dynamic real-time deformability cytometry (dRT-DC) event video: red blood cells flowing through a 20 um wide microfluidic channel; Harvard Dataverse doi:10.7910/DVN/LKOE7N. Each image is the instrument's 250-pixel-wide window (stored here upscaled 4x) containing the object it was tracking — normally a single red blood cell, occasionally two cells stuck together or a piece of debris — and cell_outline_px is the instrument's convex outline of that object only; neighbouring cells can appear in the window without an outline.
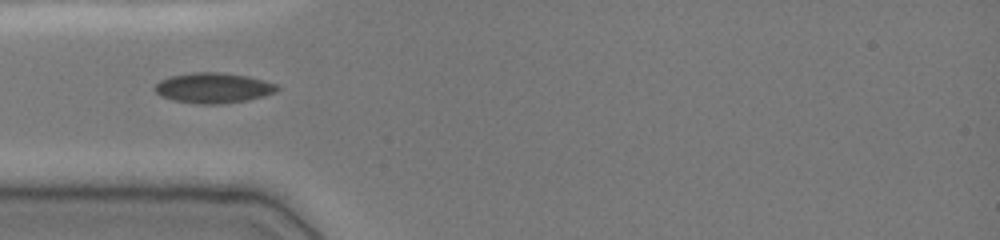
{"species": "common noctule bat (a hibernating species)", "species_latin": "Nyctalus noctula", "temperature_condition": "cold", "stored_images_in_passage": 35, "camera_frame_rate_fps": 3000, "um_per_image_px": 0.085, "animal": {"sex": "female", "body_mass_g": 19.0, "forearm_length_mm": 51.5}, "frame": {"image": 1, "passage_image": 1, "time_ms": 0.0, "image_size_px": [1000, 240], "cell_outline_px": [[280, 88], [276, 92], [264, 96], [248, 100], [220, 104], [196, 104], [176, 100], [160, 96], [152, 88], [160, 80], [168, 76], [192, 72], [220, 72], [248, 76], [264, 80], [276, 84]], "centroid_in_image_um": [18.13, 7.47], "position_along_channel_um": 66.9, "area_um2": 21.79}}
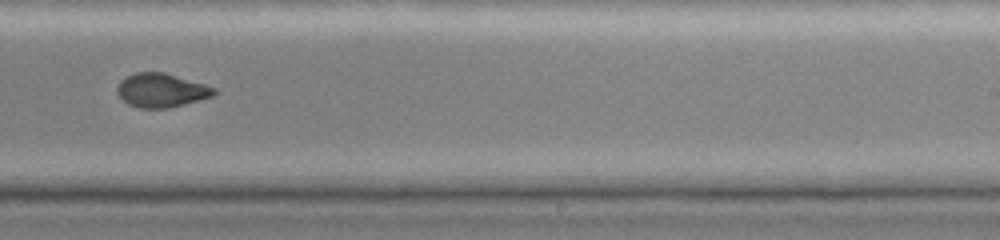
{"frame": {"image": 2, "passage_image": 17, "time_ms": 5.333, "image_size_px": [1000, 240], "cell_outline_px": [[216, 92], [212, 96], [168, 108], [140, 108], [128, 104], [116, 92], [116, 88], [120, 80], [136, 72], [164, 72], [204, 84], [216, 88]], "centroid_in_image_um": [13.68, 7.67], "position_along_channel_um": 275.3, "area_um2": 18.9}}
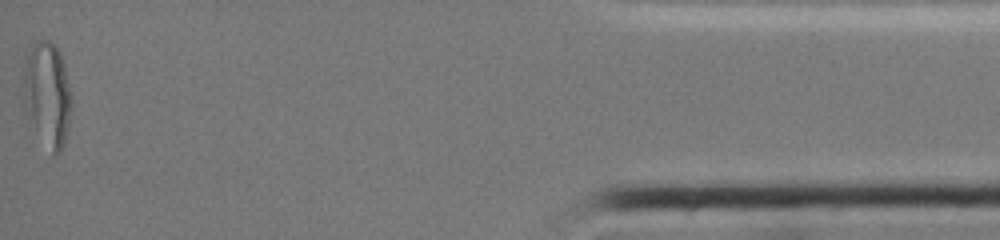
{"frame": {"image": 3, "passage_image": 35, "time_ms": 11.333, "image_size_px": [1000, 240], "cell_outline_px": [[72, 104], [64, 144], [60, 152], [52, 156], [24, 108], [24, 52], [32, 44], [40, 40], [48, 40], [60, 52], [64, 64], [72, 100]], "centroid_in_image_um": [4.02, 7.96], "position_along_channel_um": 431.2, "area_um2": 29.13}, "authors_computed_cell_mechanics": {"area_um2": 20.7502, "velocity_mm_per_s": 3.9118, "shape_relaxation_time_tau1_ms": null, "shape_relaxation_time_tau2_ms": 1.111, "deformation_change_tau1": null, "deformation_change_tau2": 0.0367}}